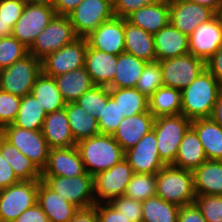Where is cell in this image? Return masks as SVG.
Masks as SVG:
<instances>
[{
	"label": "cell",
	"mask_w": 222,
	"mask_h": 222,
	"mask_svg": "<svg viewBox=\"0 0 222 222\" xmlns=\"http://www.w3.org/2000/svg\"><path fill=\"white\" fill-rule=\"evenodd\" d=\"M222 85L207 70L202 71L182 93L181 114L190 120L210 118Z\"/></svg>",
	"instance_id": "cell-1"
},
{
	"label": "cell",
	"mask_w": 222,
	"mask_h": 222,
	"mask_svg": "<svg viewBox=\"0 0 222 222\" xmlns=\"http://www.w3.org/2000/svg\"><path fill=\"white\" fill-rule=\"evenodd\" d=\"M86 172L92 176L112 168L125 157V151L113 135L99 134L76 144Z\"/></svg>",
	"instance_id": "cell-2"
},
{
	"label": "cell",
	"mask_w": 222,
	"mask_h": 222,
	"mask_svg": "<svg viewBox=\"0 0 222 222\" xmlns=\"http://www.w3.org/2000/svg\"><path fill=\"white\" fill-rule=\"evenodd\" d=\"M156 196L179 207L194 203L193 171L165 165L156 174Z\"/></svg>",
	"instance_id": "cell-3"
},
{
	"label": "cell",
	"mask_w": 222,
	"mask_h": 222,
	"mask_svg": "<svg viewBox=\"0 0 222 222\" xmlns=\"http://www.w3.org/2000/svg\"><path fill=\"white\" fill-rule=\"evenodd\" d=\"M192 120L182 114L156 117L153 129L157 138L159 157L165 165H172L176 159L178 147Z\"/></svg>",
	"instance_id": "cell-4"
},
{
	"label": "cell",
	"mask_w": 222,
	"mask_h": 222,
	"mask_svg": "<svg viewBox=\"0 0 222 222\" xmlns=\"http://www.w3.org/2000/svg\"><path fill=\"white\" fill-rule=\"evenodd\" d=\"M42 181L61 198L79 209H88L96 204L91 174L75 177L42 176Z\"/></svg>",
	"instance_id": "cell-5"
},
{
	"label": "cell",
	"mask_w": 222,
	"mask_h": 222,
	"mask_svg": "<svg viewBox=\"0 0 222 222\" xmlns=\"http://www.w3.org/2000/svg\"><path fill=\"white\" fill-rule=\"evenodd\" d=\"M41 72V60L28 54L10 67L0 70V89L22 98L31 94L34 82Z\"/></svg>",
	"instance_id": "cell-6"
},
{
	"label": "cell",
	"mask_w": 222,
	"mask_h": 222,
	"mask_svg": "<svg viewBox=\"0 0 222 222\" xmlns=\"http://www.w3.org/2000/svg\"><path fill=\"white\" fill-rule=\"evenodd\" d=\"M0 134L42 172L47 164L50 148L41 130H28L10 124Z\"/></svg>",
	"instance_id": "cell-7"
},
{
	"label": "cell",
	"mask_w": 222,
	"mask_h": 222,
	"mask_svg": "<svg viewBox=\"0 0 222 222\" xmlns=\"http://www.w3.org/2000/svg\"><path fill=\"white\" fill-rule=\"evenodd\" d=\"M39 180L20 181L0 190V222H14L37 203Z\"/></svg>",
	"instance_id": "cell-8"
},
{
	"label": "cell",
	"mask_w": 222,
	"mask_h": 222,
	"mask_svg": "<svg viewBox=\"0 0 222 222\" xmlns=\"http://www.w3.org/2000/svg\"><path fill=\"white\" fill-rule=\"evenodd\" d=\"M68 16L55 15L48 26L36 37L29 48V54L42 60L65 45L77 39Z\"/></svg>",
	"instance_id": "cell-9"
},
{
	"label": "cell",
	"mask_w": 222,
	"mask_h": 222,
	"mask_svg": "<svg viewBox=\"0 0 222 222\" xmlns=\"http://www.w3.org/2000/svg\"><path fill=\"white\" fill-rule=\"evenodd\" d=\"M133 174L132 167L124 158L112 168L94 175L96 204L109 203L112 199L123 196Z\"/></svg>",
	"instance_id": "cell-10"
},
{
	"label": "cell",
	"mask_w": 222,
	"mask_h": 222,
	"mask_svg": "<svg viewBox=\"0 0 222 222\" xmlns=\"http://www.w3.org/2000/svg\"><path fill=\"white\" fill-rule=\"evenodd\" d=\"M68 17L76 35L86 38L114 17L113 4L109 0H82Z\"/></svg>",
	"instance_id": "cell-11"
},
{
	"label": "cell",
	"mask_w": 222,
	"mask_h": 222,
	"mask_svg": "<svg viewBox=\"0 0 222 222\" xmlns=\"http://www.w3.org/2000/svg\"><path fill=\"white\" fill-rule=\"evenodd\" d=\"M163 86L179 90L186 88L206 69V62L191 54L159 61Z\"/></svg>",
	"instance_id": "cell-12"
},
{
	"label": "cell",
	"mask_w": 222,
	"mask_h": 222,
	"mask_svg": "<svg viewBox=\"0 0 222 222\" xmlns=\"http://www.w3.org/2000/svg\"><path fill=\"white\" fill-rule=\"evenodd\" d=\"M87 46L86 38L78 37L59 50L48 54L41 60L42 72L47 76L55 77L85 67Z\"/></svg>",
	"instance_id": "cell-13"
},
{
	"label": "cell",
	"mask_w": 222,
	"mask_h": 222,
	"mask_svg": "<svg viewBox=\"0 0 222 222\" xmlns=\"http://www.w3.org/2000/svg\"><path fill=\"white\" fill-rule=\"evenodd\" d=\"M55 15L53 6L26 3L21 17L13 26L11 35L30 48Z\"/></svg>",
	"instance_id": "cell-14"
},
{
	"label": "cell",
	"mask_w": 222,
	"mask_h": 222,
	"mask_svg": "<svg viewBox=\"0 0 222 222\" xmlns=\"http://www.w3.org/2000/svg\"><path fill=\"white\" fill-rule=\"evenodd\" d=\"M124 158L134 173L157 174L165 166L159 157L154 129L145 134L135 146L126 150Z\"/></svg>",
	"instance_id": "cell-15"
},
{
	"label": "cell",
	"mask_w": 222,
	"mask_h": 222,
	"mask_svg": "<svg viewBox=\"0 0 222 222\" xmlns=\"http://www.w3.org/2000/svg\"><path fill=\"white\" fill-rule=\"evenodd\" d=\"M222 46V26L214 15L210 20L198 25L188 36L189 54L205 62Z\"/></svg>",
	"instance_id": "cell-16"
},
{
	"label": "cell",
	"mask_w": 222,
	"mask_h": 222,
	"mask_svg": "<svg viewBox=\"0 0 222 222\" xmlns=\"http://www.w3.org/2000/svg\"><path fill=\"white\" fill-rule=\"evenodd\" d=\"M169 9L170 23L187 36L215 15L209 7L188 0H169Z\"/></svg>",
	"instance_id": "cell-17"
},
{
	"label": "cell",
	"mask_w": 222,
	"mask_h": 222,
	"mask_svg": "<svg viewBox=\"0 0 222 222\" xmlns=\"http://www.w3.org/2000/svg\"><path fill=\"white\" fill-rule=\"evenodd\" d=\"M88 46L96 50L119 55L125 51L124 19L113 17L103 22L86 37Z\"/></svg>",
	"instance_id": "cell-18"
},
{
	"label": "cell",
	"mask_w": 222,
	"mask_h": 222,
	"mask_svg": "<svg viewBox=\"0 0 222 222\" xmlns=\"http://www.w3.org/2000/svg\"><path fill=\"white\" fill-rule=\"evenodd\" d=\"M86 173L77 146L50 149L47 164L42 170V176L75 177Z\"/></svg>",
	"instance_id": "cell-19"
},
{
	"label": "cell",
	"mask_w": 222,
	"mask_h": 222,
	"mask_svg": "<svg viewBox=\"0 0 222 222\" xmlns=\"http://www.w3.org/2000/svg\"><path fill=\"white\" fill-rule=\"evenodd\" d=\"M154 120L155 117L149 111L124 118L113 137L126 151L135 146L145 134L153 129Z\"/></svg>",
	"instance_id": "cell-20"
},
{
	"label": "cell",
	"mask_w": 222,
	"mask_h": 222,
	"mask_svg": "<svg viewBox=\"0 0 222 222\" xmlns=\"http://www.w3.org/2000/svg\"><path fill=\"white\" fill-rule=\"evenodd\" d=\"M37 204L47 215L49 222H69L79 208L61 198L42 180H39Z\"/></svg>",
	"instance_id": "cell-21"
},
{
	"label": "cell",
	"mask_w": 222,
	"mask_h": 222,
	"mask_svg": "<svg viewBox=\"0 0 222 222\" xmlns=\"http://www.w3.org/2000/svg\"><path fill=\"white\" fill-rule=\"evenodd\" d=\"M126 20L154 35L170 23L169 0H157L133 12Z\"/></svg>",
	"instance_id": "cell-22"
},
{
	"label": "cell",
	"mask_w": 222,
	"mask_h": 222,
	"mask_svg": "<svg viewBox=\"0 0 222 222\" xmlns=\"http://www.w3.org/2000/svg\"><path fill=\"white\" fill-rule=\"evenodd\" d=\"M42 134L50 149L76 146L65 108L48 113L43 122Z\"/></svg>",
	"instance_id": "cell-23"
},
{
	"label": "cell",
	"mask_w": 222,
	"mask_h": 222,
	"mask_svg": "<svg viewBox=\"0 0 222 222\" xmlns=\"http://www.w3.org/2000/svg\"><path fill=\"white\" fill-rule=\"evenodd\" d=\"M118 55L102 52L87 46L85 68L94 85L108 87L114 78Z\"/></svg>",
	"instance_id": "cell-24"
},
{
	"label": "cell",
	"mask_w": 222,
	"mask_h": 222,
	"mask_svg": "<svg viewBox=\"0 0 222 222\" xmlns=\"http://www.w3.org/2000/svg\"><path fill=\"white\" fill-rule=\"evenodd\" d=\"M157 61L183 56L189 53L188 36L171 23L154 35Z\"/></svg>",
	"instance_id": "cell-25"
},
{
	"label": "cell",
	"mask_w": 222,
	"mask_h": 222,
	"mask_svg": "<svg viewBox=\"0 0 222 222\" xmlns=\"http://www.w3.org/2000/svg\"><path fill=\"white\" fill-rule=\"evenodd\" d=\"M125 51L146 62H155L154 36L124 19Z\"/></svg>",
	"instance_id": "cell-26"
},
{
	"label": "cell",
	"mask_w": 222,
	"mask_h": 222,
	"mask_svg": "<svg viewBox=\"0 0 222 222\" xmlns=\"http://www.w3.org/2000/svg\"><path fill=\"white\" fill-rule=\"evenodd\" d=\"M191 127L199 137L207 160L222 161V128L211 118L192 120Z\"/></svg>",
	"instance_id": "cell-27"
},
{
	"label": "cell",
	"mask_w": 222,
	"mask_h": 222,
	"mask_svg": "<svg viewBox=\"0 0 222 222\" xmlns=\"http://www.w3.org/2000/svg\"><path fill=\"white\" fill-rule=\"evenodd\" d=\"M207 160L204 148L196 131L190 127L185 133L174 163L175 167L194 171Z\"/></svg>",
	"instance_id": "cell-28"
},
{
	"label": "cell",
	"mask_w": 222,
	"mask_h": 222,
	"mask_svg": "<svg viewBox=\"0 0 222 222\" xmlns=\"http://www.w3.org/2000/svg\"><path fill=\"white\" fill-rule=\"evenodd\" d=\"M193 175L196 195L222 196V161L206 160Z\"/></svg>",
	"instance_id": "cell-29"
},
{
	"label": "cell",
	"mask_w": 222,
	"mask_h": 222,
	"mask_svg": "<svg viewBox=\"0 0 222 222\" xmlns=\"http://www.w3.org/2000/svg\"><path fill=\"white\" fill-rule=\"evenodd\" d=\"M54 80L63 100L66 103L75 102L79 97L94 86V83L85 67L55 76Z\"/></svg>",
	"instance_id": "cell-30"
},
{
	"label": "cell",
	"mask_w": 222,
	"mask_h": 222,
	"mask_svg": "<svg viewBox=\"0 0 222 222\" xmlns=\"http://www.w3.org/2000/svg\"><path fill=\"white\" fill-rule=\"evenodd\" d=\"M0 153L20 181L42 180V172L0 134Z\"/></svg>",
	"instance_id": "cell-31"
},
{
	"label": "cell",
	"mask_w": 222,
	"mask_h": 222,
	"mask_svg": "<svg viewBox=\"0 0 222 222\" xmlns=\"http://www.w3.org/2000/svg\"><path fill=\"white\" fill-rule=\"evenodd\" d=\"M148 62L123 52L118 55L116 72L109 88H135Z\"/></svg>",
	"instance_id": "cell-32"
},
{
	"label": "cell",
	"mask_w": 222,
	"mask_h": 222,
	"mask_svg": "<svg viewBox=\"0 0 222 222\" xmlns=\"http://www.w3.org/2000/svg\"><path fill=\"white\" fill-rule=\"evenodd\" d=\"M64 108L76 142L100 134L97 119L88 114L76 102H68Z\"/></svg>",
	"instance_id": "cell-33"
},
{
	"label": "cell",
	"mask_w": 222,
	"mask_h": 222,
	"mask_svg": "<svg viewBox=\"0 0 222 222\" xmlns=\"http://www.w3.org/2000/svg\"><path fill=\"white\" fill-rule=\"evenodd\" d=\"M31 94L37 99L47 114L61 110L66 105L57 88L54 77L47 76L43 72L34 82Z\"/></svg>",
	"instance_id": "cell-34"
},
{
	"label": "cell",
	"mask_w": 222,
	"mask_h": 222,
	"mask_svg": "<svg viewBox=\"0 0 222 222\" xmlns=\"http://www.w3.org/2000/svg\"><path fill=\"white\" fill-rule=\"evenodd\" d=\"M148 103L149 112L155 118L181 114V90L162 86L148 98Z\"/></svg>",
	"instance_id": "cell-35"
},
{
	"label": "cell",
	"mask_w": 222,
	"mask_h": 222,
	"mask_svg": "<svg viewBox=\"0 0 222 222\" xmlns=\"http://www.w3.org/2000/svg\"><path fill=\"white\" fill-rule=\"evenodd\" d=\"M46 115L37 99L28 94L21 98L20 108L12 125L28 130H42Z\"/></svg>",
	"instance_id": "cell-36"
},
{
	"label": "cell",
	"mask_w": 222,
	"mask_h": 222,
	"mask_svg": "<svg viewBox=\"0 0 222 222\" xmlns=\"http://www.w3.org/2000/svg\"><path fill=\"white\" fill-rule=\"evenodd\" d=\"M110 96L118 103L124 118L149 111L148 98L136 88H110Z\"/></svg>",
	"instance_id": "cell-37"
},
{
	"label": "cell",
	"mask_w": 222,
	"mask_h": 222,
	"mask_svg": "<svg viewBox=\"0 0 222 222\" xmlns=\"http://www.w3.org/2000/svg\"><path fill=\"white\" fill-rule=\"evenodd\" d=\"M142 222H177L180 207L160 197L142 201Z\"/></svg>",
	"instance_id": "cell-38"
},
{
	"label": "cell",
	"mask_w": 222,
	"mask_h": 222,
	"mask_svg": "<svg viewBox=\"0 0 222 222\" xmlns=\"http://www.w3.org/2000/svg\"><path fill=\"white\" fill-rule=\"evenodd\" d=\"M124 196L140 202L156 197V174L134 173Z\"/></svg>",
	"instance_id": "cell-39"
},
{
	"label": "cell",
	"mask_w": 222,
	"mask_h": 222,
	"mask_svg": "<svg viewBox=\"0 0 222 222\" xmlns=\"http://www.w3.org/2000/svg\"><path fill=\"white\" fill-rule=\"evenodd\" d=\"M109 97V87L94 85L75 102L81 108L86 110L88 114L98 119L99 117H101V112L104 108V104H107Z\"/></svg>",
	"instance_id": "cell-40"
},
{
	"label": "cell",
	"mask_w": 222,
	"mask_h": 222,
	"mask_svg": "<svg viewBox=\"0 0 222 222\" xmlns=\"http://www.w3.org/2000/svg\"><path fill=\"white\" fill-rule=\"evenodd\" d=\"M28 54L29 48L12 35L0 38V70L10 67Z\"/></svg>",
	"instance_id": "cell-41"
},
{
	"label": "cell",
	"mask_w": 222,
	"mask_h": 222,
	"mask_svg": "<svg viewBox=\"0 0 222 222\" xmlns=\"http://www.w3.org/2000/svg\"><path fill=\"white\" fill-rule=\"evenodd\" d=\"M162 86L163 76L159 61L148 62L135 88L149 98Z\"/></svg>",
	"instance_id": "cell-42"
},
{
	"label": "cell",
	"mask_w": 222,
	"mask_h": 222,
	"mask_svg": "<svg viewBox=\"0 0 222 222\" xmlns=\"http://www.w3.org/2000/svg\"><path fill=\"white\" fill-rule=\"evenodd\" d=\"M123 119L118 103L110 96L107 104H104L101 117L97 119L100 134L113 135Z\"/></svg>",
	"instance_id": "cell-43"
},
{
	"label": "cell",
	"mask_w": 222,
	"mask_h": 222,
	"mask_svg": "<svg viewBox=\"0 0 222 222\" xmlns=\"http://www.w3.org/2000/svg\"><path fill=\"white\" fill-rule=\"evenodd\" d=\"M194 203L207 222H222L221 195H196Z\"/></svg>",
	"instance_id": "cell-44"
},
{
	"label": "cell",
	"mask_w": 222,
	"mask_h": 222,
	"mask_svg": "<svg viewBox=\"0 0 222 222\" xmlns=\"http://www.w3.org/2000/svg\"><path fill=\"white\" fill-rule=\"evenodd\" d=\"M21 97L0 89V131L15 120Z\"/></svg>",
	"instance_id": "cell-45"
},
{
	"label": "cell",
	"mask_w": 222,
	"mask_h": 222,
	"mask_svg": "<svg viewBox=\"0 0 222 222\" xmlns=\"http://www.w3.org/2000/svg\"><path fill=\"white\" fill-rule=\"evenodd\" d=\"M118 212L130 219V222H142V203L126 196H120L109 202Z\"/></svg>",
	"instance_id": "cell-46"
},
{
	"label": "cell",
	"mask_w": 222,
	"mask_h": 222,
	"mask_svg": "<svg viewBox=\"0 0 222 222\" xmlns=\"http://www.w3.org/2000/svg\"><path fill=\"white\" fill-rule=\"evenodd\" d=\"M25 5V0H0V17L13 27L21 17Z\"/></svg>",
	"instance_id": "cell-47"
},
{
	"label": "cell",
	"mask_w": 222,
	"mask_h": 222,
	"mask_svg": "<svg viewBox=\"0 0 222 222\" xmlns=\"http://www.w3.org/2000/svg\"><path fill=\"white\" fill-rule=\"evenodd\" d=\"M157 0H116L113 3V13L115 17L126 19L130 14L138 9L152 5Z\"/></svg>",
	"instance_id": "cell-48"
},
{
	"label": "cell",
	"mask_w": 222,
	"mask_h": 222,
	"mask_svg": "<svg viewBox=\"0 0 222 222\" xmlns=\"http://www.w3.org/2000/svg\"><path fill=\"white\" fill-rule=\"evenodd\" d=\"M94 207L99 222H130V219L118 212L110 203H98Z\"/></svg>",
	"instance_id": "cell-49"
},
{
	"label": "cell",
	"mask_w": 222,
	"mask_h": 222,
	"mask_svg": "<svg viewBox=\"0 0 222 222\" xmlns=\"http://www.w3.org/2000/svg\"><path fill=\"white\" fill-rule=\"evenodd\" d=\"M177 222H207L195 203L180 207Z\"/></svg>",
	"instance_id": "cell-50"
},
{
	"label": "cell",
	"mask_w": 222,
	"mask_h": 222,
	"mask_svg": "<svg viewBox=\"0 0 222 222\" xmlns=\"http://www.w3.org/2000/svg\"><path fill=\"white\" fill-rule=\"evenodd\" d=\"M20 182L14 170L0 153V190Z\"/></svg>",
	"instance_id": "cell-51"
},
{
	"label": "cell",
	"mask_w": 222,
	"mask_h": 222,
	"mask_svg": "<svg viewBox=\"0 0 222 222\" xmlns=\"http://www.w3.org/2000/svg\"><path fill=\"white\" fill-rule=\"evenodd\" d=\"M14 222H49L47 215L36 203L33 207L25 210Z\"/></svg>",
	"instance_id": "cell-52"
},
{
	"label": "cell",
	"mask_w": 222,
	"mask_h": 222,
	"mask_svg": "<svg viewBox=\"0 0 222 222\" xmlns=\"http://www.w3.org/2000/svg\"><path fill=\"white\" fill-rule=\"evenodd\" d=\"M206 69L222 85V46L206 61Z\"/></svg>",
	"instance_id": "cell-53"
},
{
	"label": "cell",
	"mask_w": 222,
	"mask_h": 222,
	"mask_svg": "<svg viewBox=\"0 0 222 222\" xmlns=\"http://www.w3.org/2000/svg\"><path fill=\"white\" fill-rule=\"evenodd\" d=\"M82 0H56L53 8L58 16H68Z\"/></svg>",
	"instance_id": "cell-54"
},
{
	"label": "cell",
	"mask_w": 222,
	"mask_h": 222,
	"mask_svg": "<svg viewBox=\"0 0 222 222\" xmlns=\"http://www.w3.org/2000/svg\"><path fill=\"white\" fill-rule=\"evenodd\" d=\"M69 222H99L95 207L79 209Z\"/></svg>",
	"instance_id": "cell-55"
},
{
	"label": "cell",
	"mask_w": 222,
	"mask_h": 222,
	"mask_svg": "<svg viewBox=\"0 0 222 222\" xmlns=\"http://www.w3.org/2000/svg\"><path fill=\"white\" fill-rule=\"evenodd\" d=\"M222 128V87L220 89L217 103L214 105L212 115L210 117Z\"/></svg>",
	"instance_id": "cell-56"
},
{
	"label": "cell",
	"mask_w": 222,
	"mask_h": 222,
	"mask_svg": "<svg viewBox=\"0 0 222 222\" xmlns=\"http://www.w3.org/2000/svg\"><path fill=\"white\" fill-rule=\"evenodd\" d=\"M188 1L207 6L210 9H212L214 12H216L222 4V0H188Z\"/></svg>",
	"instance_id": "cell-57"
},
{
	"label": "cell",
	"mask_w": 222,
	"mask_h": 222,
	"mask_svg": "<svg viewBox=\"0 0 222 222\" xmlns=\"http://www.w3.org/2000/svg\"><path fill=\"white\" fill-rule=\"evenodd\" d=\"M12 30L13 27L0 17V38L10 36L12 34Z\"/></svg>",
	"instance_id": "cell-58"
},
{
	"label": "cell",
	"mask_w": 222,
	"mask_h": 222,
	"mask_svg": "<svg viewBox=\"0 0 222 222\" xmlns=\"http://www.w3.org/2000/svg\"><path fill=\"white\" fill-rule=\"evenodd\" d=\"M26 3L30 4H44V5H49L53 6L56 0H25Z\"/></svg>",
	"instance_id": "cell-59"
},
{
	"label": "cell",
	"mask_w": 222,
	"mask_h": 222,
	"mask_svg": "<svg viewBox=\"0 0 222 222\" xmlns=\"http://www.w3.org/2000/svg\"><path fill=\"white\" fill-rule=\"evenodd\" d=\"M216 17L218 18L221 26H222V4L221 6L218 8V10L215 12Z\"/></svg>",
	"instance_id": "cell-60"
},
{
	"label": "cell",
	"mask_w": 222,
	"mask_h": 222,
	"mask_svg": "<svg viewBox=\"0 0 222 222\" xmlns=\"http://www.w3.org/2000/svg\"><path fill=\"white\" fill-rule=\"evenodd\" d=\"M112 4L116 1V0H109Z\"/></svg>",
	"instance_id": "cell-61"
}]
</instances>
